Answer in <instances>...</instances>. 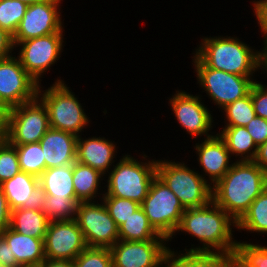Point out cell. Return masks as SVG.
I'll return each mask as SVG.
<instances>
[{"label": "cell", "instance_id": "17", "mask_svg": "<svg viewBox=\"0 0 267 267\" xmlns=\"http://www.w3.org/2000/svg\"><path fill=\"white\" fill-rule=\"evenodd\" d=\"M198 154V164L206 176H209L210 185L213 187L233 166L229 164L231 154L225 141L217 134L205 139L194 146Z\"/></svg>", "mask_w": 267, "mask_h": 267}, {"label": "cell", "instance_id": "26", "mask_svg": "<svg viewBox=\"0 0 267 267\" xmlns=\"http://www.w3.org/2000/svg\"><path fill=\"white\" fill-rule=\"evenodd\" d=\"M103 176L98 170L75 161L72 180L76 198L80 202L95 201L94 198L100 194L98 190Z\"/></svg>", "mask_w": 267, "mask_h": 267}, {"label": "cell", "instance_id": "50", "mask_svg": "<svg viewBox=\"0 0 267 267\" xmlns=\"http://www.w3.org/2000/svg\"><path fill=\"white\" fill-rule=\"evenodd\" d=\"M0 267H9V266H6V265L0 263Z\"/></svg>", "mask_w": 267, "mask_h": 267}, {"label": "cell", "instance_id": "30", "mask_svg": "<svg viewBox=\"0 0 267 267\" xmlns=\"http://www.w3.org/2000/svg\"><path fill=\"white\" fill-rule=\"evenodd\" d=\"M13 146L16 147L21 171L39 177L46 169V163L40 143L37 142Z\"/></svg>", "mask_w": 267, "mask_h": 267}, {"label": "cell", "instance_id": "18", "mask_svg": "<svg viewBox=\"0 0 267 267\" xmlns=\"http://www.w3.org/2000/svg\"><path fill=\"white\" fill-rule=\"evenodd\" d=\"M78 136L73 133L49 128L39 141L47 168L74 164Z\"/></svg>", "mask_w": 267, "mask_h": 267}, {"label": "cell", "instance_id": "32", "mask_svg": "<svg viewBox=\"0 0 267 267\" xmlns=\"http://www.w3.org/2000/svg\"><path fill=\"white\" fill-rule=\"evenodd\" d=\"M27 7L19 0H0V28L14 36Z\"/></svg>", "mask_w": 267, "mask_h": 267}, {"label": "cell", "instance_id": "6", "mask_svg": "<svg viewBox=\"0 0 267 267\" xmlns=\"http://www.w3.org/2000/svg\"><path fill=\"white\" fill-rule=\"evenodd\" d=\"M40 85L37 97L46 106L50 127L79 136L90 120L74 92L60 79L43 91Z\"/></svg>", "mask_w": 267, "mask_h": 267}, {"label": "cell", "instance_id": "34", "mask_svg": "<svg viewBox=\"0 0 267 267\" xmlns=\"http://www.w3.org/2000/svg\"><path fill=\"white\" fill-rule=\"evenodd\" d=\"M21 171L16 147L0 139V184Z\"/></svg>", "mask_w": 267, "mask_h": 267}, {"label": "cell", "instance_id": "35", "mask_svg": "<svg viewBox=\"0 0 267 267\" xmlns=\"http://www.w3.org/2000/svg\"><path fill=\"white\" fill-rule=\"evenodd\" d=\"M73 262L75 267H113L110 248L86 247Z\"/></svg>", "mask_w": 267, "mask_h": 267}, {"label": "cell", "instance_id": "2", "mask_svg": "<svg viewBox=\"0 0 267 267\" xmlns=\"http://www.w3.org/2000/svg\"><path fill=\"white\" fill-rule=\"evenodd\" d=\"M237 222L222 208L210 201L203 207L185 209L176 232H187L196 237L202 247H191L185 251L235 252L237 241L233 238V227ZM233 239V240H232Z\"/></svg>", "mask_w": 267, "mask_h": 267}, {"label": "cell", "instance_id": "10", "mask_svg": "<svg viewBox=\"0 0 267 267\" xmlns=\"http://www.w3.org/2000/svg\"><path fill=\"white\" fill-rule=\"evenodd\" d=\"M100 201V204L96 201L80 202L75 220L87 247L111 248L119 240V230L102 200Z\"/></svg>", "mask_w": 267, "mask_h": 267}, {"label": "cell", "instance_id": "8", "mask_svg": "<svg viewBox=\"0 0 267 267\" xmlns=\"http://www.w3.org/2000/svg\"><path fill=\"white\" fill-rule=\"evenodd\" d=\"M197 81L209 98L223 109L251 91L254 79L208 67L195 53L193 56Z\"/></svg>", "mask_w": 267, "mask_h": 267}, {"label": "cell", "instance_id": "31", "mask_svg": "<svg viewBox=\"0 0 267 267\" xmlns=\"http://www.w3.org/2000/svg\"><path fill=\"white\" fill-rule=\"evenodd\" d=\"M225 126H246L255 116L250 93L224 107Z\"/></svg>", "mask_w": 267, "mask_h": 267}, {"label": "cell", "instance_id": "43", "mask_svg": "<svg viewBox=\"0 0 267 267\" xmlns=\"http://www.w3.org/2000/svg\"><path fill=\"white\" fill-rule=\"evenodd\" d=\"M254 162L267 174V141L258 147Z\"/></svg>", "mask_w": 267, "mask_h": 267}, {"label": "cell", "instance_id": "49", "mask_svg": "<svg viewBox=\"0 0 267 267\" xmlns=\"http://www.w3.org/2000/svg\"><path fill=\"white\" fill-rule=\"evenodd\" d=\"M27 5H32V4H35V3H40V2H43L45 0H19Z\"/></svg>", "mask_w": 267, "mask_h": 267}, {"label": "cell", "instance_id": "20", "mask_svg": "<svg viewBox=\"0 0 267 267\" xmlns=\"http://www.w3.org/2000/svg\"><path fill=\"white\" fill-rule=\"evenodd\" d=\"M10 210L31 207L38 204L40 187L39 177L18 172L14 177L0 184Z\"/></svg>", "mask_w": 267, "mask_h": 267}, {"label": "cell", "instance_id": "22", "mask_svg": "<svg viewBox=\"0 0 267 267\" xmlns=\"http://www.w3.org/2000/svg\"><path fill=\"white\" fill-rule=\"evenodd\" d=\"M72 175L73 164L45 169L39 176L40 194L76 198Z\"/></svg>", "mask_w": 267, "mask_h": 267}, {"label": "cell", "instance_id": "16", "mask_svg": "<svg viewBox=\"0 0 267 267\" xmlns=\"http://www.w3.org/2000/svg\"><path fill=\"white\" fill-rule=\"evenodd\" d=\"M169 101L178 124L186 130L187 134L195 139L202 135L206 136L204 139L214 136L209 133L213 127V116L198 95L194 96L182 90L176 91Z\"/></svg>", "mask_w": 267, "mask_h": 267}, {"label": "cell", "instance_id": "48", "mask_svg": "<svg viewBox=\"0 0 267 267\" xmlns=\"http://www.w3.org/2000/svg\"><path fill=\"white\" fill-rule=\"evenodd\" d=\"M263 69H267V42L263 44Z\"/></svg>", "mask_w": 267, "mask_h": 267}, {"label": "cell", "instance_id": "5", "mask_svg": "<svg viewBox=\"0 0 267 267\" xmlns=\"http://www.w3.org/2000/svg\"><path fill=\"white\" fill-rule=\"evenodd\" d=\"M156 175L178 197L184 209L203 207L212 201L208 180L183 162L157 160Z\"/></svg>", "mask_w": 267, "mask_h": 267}, {"label": "cell", "instance_id": "25", "mask_svg": "<svg viewBox=\"0 0 267 267\" xmlns=\"http://www.w3.org/2000/svg\"><path fill=\"white\" fill-rule=\"evenodd\" d=\"M218 135L231 155L240 156L237 161H254L258 147L245 126H225Z\"/></svg>", "mask_w": 267, "mask_h": 267}, {"label": "cell", "instance_id": "11", "mask_svg": "<svg viewBox=\"0 0 267 267\" xmlns=\"http://www.w3.org/2000/svg\"><path fill=\"white\" fill-rule=\"evenodd\" d=\"M63 36V33H51L14 43L15 50L20 46L17 56L19 62L38 84H41L40 78L44 72L48 71L51 65H54L61 57Z\"/></svg>", "mask_w": 267, "mask_h": 267}, {"label": "cell", "instance_id": "21", "mask_svg": "<svg viewBox=\"0 0 267 267\" xmlns=\"http://www.w3.org/2000/svg\"><path fill=\"white\" fill-rule=\"evenodd\" d=\"M0 235L10 246L11 258L22 267H38L46 258L44 240L20 234L7 227Z\"/></svg>", "mask_w": 267, "mask_h": 267}, {"label": "cell", "instance_id": "33", "mask_svg": "<svg viewBox=\"0 0 267 267\" xmlns=\"http://www.w3.org/2000/svg\"><path fill=\"white\" fill-rule=\"evenodd\" d=\"M100 199L118 227L140 208L138 202L125 198L103 196Z\"/></svg>", "mask_w": 267, "mask_h": 267}, {"label": "cell", "instance_id": "45", "mask_svg": "<svg viewBox=\"0 0 267 267\" xmlns=\"http://www.w3.org/2000/svg\"><path fill=\"white\" fill-rule=\"evenodd\" d=\"M8 117L0 110V139H5L7 134Z\"/></svg>", "mask_w": 267, "mask_h": 267}, {"label": "cell", "instance_id": "44", "mask_svg": "<svg viewBox=\"0 0 267 267\" xmlns=\"http://www.w3.org/2000/svg\"><path fill=\"white\" fill-rule=\"evenodd\" d=\"M38 267H75L73 261L45 259Z\"/></svg>", "mask_w": 267, "mask_h": 267}, {"label": "cell", "instance_id": "3", "mask_svg": "<svg viewBox=\"0 0 267 267\" xmlns=\"http://www.w3.org/2000/svg\"><path fill=\"white\" fill-rule=\"evenodd\" d=\"M196 55L210 68L252 77L257 69L263 70V51L249 47L237 37L202 38Z\"/></svg>", "mask_w": 267, "mask_h": 267}, {"label": "cell", "instance_id": "40", "mask_svg": "<svg viewBox=\"0 0 267 267\" xmlns=\"http://www.w3.org/2000/svg\"><path fill=\"white\" fill-rule=\"evenodd\" d=\"M14 48L13 36L6 30L0 28V60L11 57Z\"/></svg>", "mask_w": 267, "mask_h": 267}, {"label": "cell", "instance_id": "39", "mask_svg": "<svg viewBox=\"0 0 267 267\" xmlns=\"http://www.w3.org/2000/svg\"><path fill=\"white\" fill-rule=\"evenodd\" d=\"M254 14L260 26L261 34H264V43L267 42V0L253 1Z\"/></svg>", "mask_w": 267, "mask_h": 267}, {"label": "cell", "instance_id": "4", "mask_svg": "<svg viewBox=\"0 0 267 267\" xmlns=\"http://www.w3.org/2000/svg\"><path fill=\"white\" fill-rule=\"evenodd\" d=\"M122 157L108 172L107 192L100 195L125 198L141 204L156 176L157 160H149L146 163L131 155L126 154Z\"/></svg>", "mask_w": 267, "mask_h": 267}, {"label": "cell", "instance_id": "7", "mask_svg": "<svg viewBox=\"0 0 267 267\" xmlns=\"http://www.w3.org/2000/svg\"><path fill=\"white\" fill-rule=\"evenodd\" d=\"M150 225L168 241L175 237L185 209L178 197L156 175L144 201L140 204Z\"/></svg>", "mask_w": 267, "mask_h": 267}, {"label": "cell", "instance_id": "12", "mask_svg": "<svg viewBox=\"0 0 267 267\" xmlns=\"http://www.w3.org/2000/svg\"><path fill=\"white\" fill-rule=\"evenodd\" d=\"M63 0H45L28 5L24 17L13 36V42L19 43L51 33H63L60 17V4Z\"/></svg>", "mask_w": 267, "mask_h": 267}, {"label": "cell", "instance_id": "37", "mask_svg": "<svg viewBox=\"0 0 267 267\" xmlns=\"http://www.w3.org/2000/svg\"><path fill=\"white\" fill-rule=\"evenodd\" d=\"M266 85L255 80L250 95L254 107L255 114L259 117L267 119V89Z\"/></svg>", "mask_w": 267, "mask_h": 267}, {"label": "cell", "instance_id": "29", "mask_svg": "<svg viewBox=\"0 0 267 267\" xmlns=\"http://www.w3.org/2000/svg\"><path fill=\"white\" fill-rule=\"evenodd\" d=\"M236 228L240 231L267 233V187L237 222Z\"/></svg>", "mask_w": 267, "mask_h": 267}, {"label": "cell", "instance_id": "15", "mask_svg": "<svg viewBox=\"0 0 267 267\" xmlns=\"http://www.w3.org/2000/svg\"><path fill=\"white\" fill-rule=\"evenodd\" d=\"M38 87L17 57L0 60V96L10 108L34 100Z\"/></svg>", "mask_w": 267, "mask_h": 267}, {"label": "cell", "instance_id": "23", "mask_svg": "<svg viewBox=\"0 0 267 267\" xmlns=\"http://www.w3.org/2000/svg\"><path fill=\"white\" fill-rule=\"evenodd\" d=\"M49 220L38 204L11 211L9 228L27 236L45 239Z\"/></svg>", "mask_w": 267, "mask_h": 267}, {"label": "cell", "instance_id": "41", "mask_svg": "<svg viewBox=\"0 0 267 267\" xmlns=\"http://www.w3.org/2000/svg\"><path fill=\"white\" fill-rule=\"evenodd\" d=\"M0 263L9 267H22L16 258H11L10 246L0 235Z\"/></svg>", "mask_w": 267, "mask_h": 267}, {"label": "cell", "instance_id": "19", "mask_svg": "<svg viewBox=\"0 0 267 267\" xmlns=\"http://www.w3.org/2000/svg\"><path fill=\"white\" fill-rule=\"evenodd\" d=\"M77 138L76 161L98 170L104 176L111 170L115 158L116 145L104 137ZM106 174V175H105Z\"/></svg>", "mask_w": 267, "mask_h": 267}, {"label": "cell", "instance_id": "27", "mask_svg": "<svg viewBox=\"0 0 267 267\" xmlns=\"http://www.w3.org/2000/svg\"><path fill=\"white\" fill-rule=\"evenodd\" d=\"M119 240L123 241H147L167 240L159 235L150 225L146 214L140 207L119 227Z\"/></svg>", "mask_w": 267, "mask_h": 267}, {"label": "cell", "instance_id": "9", "mask_svg": "<svg viewBox=\"0 0 267 267\" xmlns=\"http://www.w3.org/2000/svg\"><path fill=\"white\" fill-rule=\"evenodd\" d=\"M49 128L46 106L36 97L32 101L11 108L5 139L11 145L37 143Z\"/></svg>", "mask_w": 267, "mask_h": 267}, {"label": "cell", "instance_id": "13", "mask_svg": "<svg viewBox=\"0 0 267 267\" xmlns=\"http://www.w3.org/2000/svg\"><path fill=\"white\" fill-rule=\"evenodd\" d=\"M86 247L75 219L49 221L44 239L46 259L73 261Z\"/></svg>", "mask_w": 267, "mask_h": 267}, {"label": "cell", "instance_id": "28", "mask_svg": "<svg viewBox=\"0 0 267 267\" xmlns=\"http://www.w3.org/2000/svg\"><path fill=\"white\" fill-rule=\"evenodd\" d=\"M77 198H55L51 195H39L38 206L49 221L72 220L76 217Z\"/></svg>", "mask_w": 267, "mask_h": 267}, {"label": "cell", "instance_id": "46", "mask_svg": "<svg viewBox=\"0 0 267 267\" xmlns=\"http://www.w3.org/2000/svg\"><path fill=\"white\" fill-rule=\"evenodd\" d=\"M228 267H248L234 253L229 254Z\"/></svg>", "mask_w": 267, "mask_h": 267}, {"label": "cell", "instance_id": "36", "mask_svg": "<svg viewBox=\"0 0 267 267\" xmlns=\"http://www.w3.org/2000/svg\"><path fill=\"white\" fill-rule=\"evenodd\" d=\"M234 254L248 267H267V246L237 241Z\"/></svg>", "mask_w": 267, "mask_h": 267}, {"label": "cell", "instance_id": "47", "mask_svg": "<svg viewBox=\"0 0 267 267\" xmlns=\"http://www.w3.org/2000/svg\"><path fill=\"white\" fill-rule=\"evenodd\" d=\"M0 110L8 117L11 108L5 103V101L0 96Z\"/></svg>", "mask_w": 267, "mask_h": 267}, {"label": "cell", "instance_id": "1", "mask_svg": "<svg viewBox=\"0 0 267 267\" xmlns=\"http://www.w3.org/2000/svg\"><path fill=\"white\" fill-rule=\"evenodd\" d=\"M267 187V174L254 161H235L212 187V201L236 222Z\"/></svg>", "mask_w": 267, "mask_h": 267}, {"label": "cell", "instance_id": "38", "mask_svg": "<svg viewBox=\"0 0 267 267\" xmlns=\"http://www.w3.org/2000/svg\"><path fill=\"white\" fill-rule=\"evenodd\" d=\"M256 146L259 147L267 141V119L255 116L246 126Z\"/></svg>", "mask_w": 267, "mask_h": 267}, {"label": "cell", "instance_id": "42", "mask_svg": "<svg viewBox=\"0 0 267 267\" xmlns=\"http://www.w3.org/2000/svg\"><path fill=\"white\" fill-rule=\"evenodd\" d=\"M11 210L0 187V232L9 227Z\"/></svg>", "mask_w": 267, "mask_h": 267}, {"label": "cell", "instance_id": "24", "mask_svg": "<svg viewBox=\"0 0 267 267\" xmlns=\"http://www.w3.org/2000/svg\"><path fill=\"white\" fill-rule=\"evenodd\" d=\"M229 254L223 252L186 251L176 253L168 248L165 267H228Z\"/></svg>", "mask_w": 267, "mask_h": 267}, {"label": "cell", "instance_id": "14", "mask_svg": "<svg viewBox=\"0 0 267 267\" xmlns=\"http://www.w3.org/2000/svg\"><path fill=\"white\" fill-rule=\"evenodd\" d=\"M168 240L123 241L111 248L113 267H164Z\"/></svg>", "mask_w": 267, "mask_h": 267}]
</instances>
